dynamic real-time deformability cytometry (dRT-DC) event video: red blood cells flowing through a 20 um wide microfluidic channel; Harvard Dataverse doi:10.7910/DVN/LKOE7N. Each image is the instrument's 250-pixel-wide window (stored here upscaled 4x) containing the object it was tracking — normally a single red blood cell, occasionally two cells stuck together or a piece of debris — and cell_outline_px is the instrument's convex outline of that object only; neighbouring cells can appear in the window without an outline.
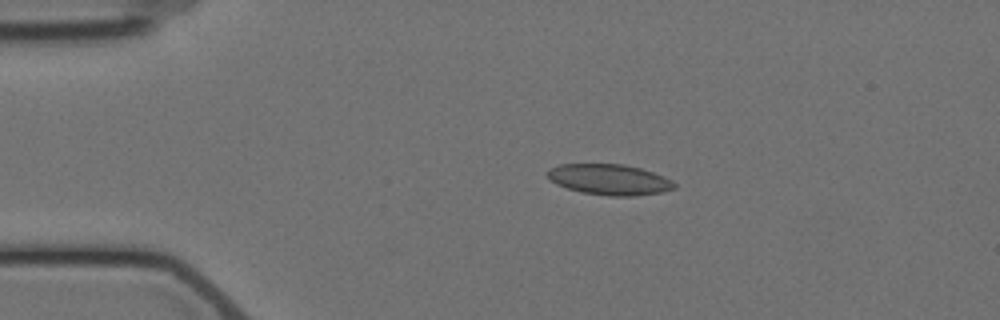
{"species": "Egyptian fruit bat (a non-hibernating species)", "species_latin": "Rousettus aegyptiacus", "temperature_condition": "cold", "stored_images_in_passage": 11, "camera_frame_rate_fps": 3000, "um_per_image_px": 0.085, "animal": {"sex": "female"}, "frame": {"image": 1, "passage_image": 3, "time_ms": 3.333, "image_size_px": [1000, 320], "cell_outline_px": [[676, 188], [660, 192], [636, 196], [608, 196], [580, 192], [556, 184], [548, 176], [548, 168], [560, 164], [624, 164], [640, 168], [664, 176], [672, 180], [676, 184]], "centroid_in_image_um": [51.81, 15.26], "position_along_channel_um": 33.2, "area_um2": 22.72}}
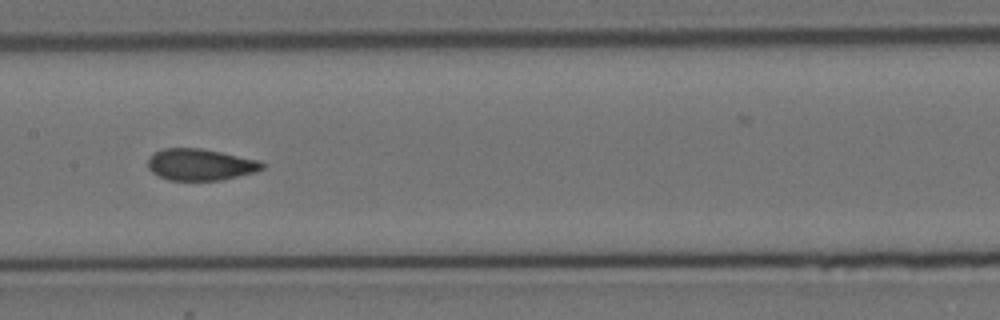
{"frame": {"image": 2, "passage_image": 8, "time_ms": 9.0, "image_size_px": [1000, 320], "cell_outline_px": [[264, 168], [256, 172], [220, 180], [168, 180], [152, 172], [148, 168], [148, 156], [164, 148], [200, 148], [260, 160], [264, 164]], "centroid_in_image_um": [17.03, 13.99], "position_along_channel_um": 190.4, "area_um2": 20.98}}
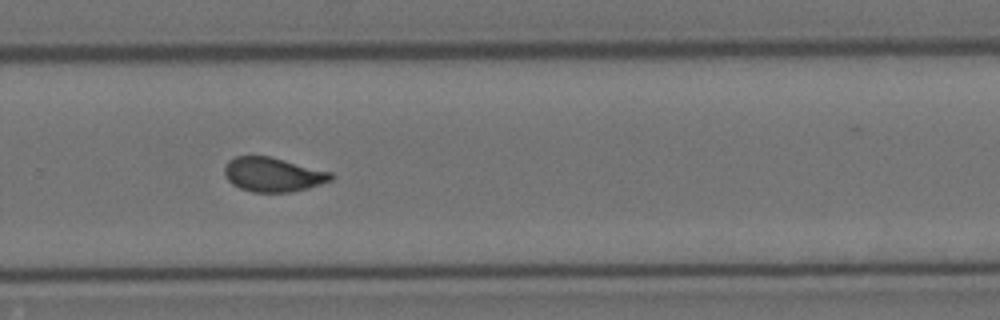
{"frame": {"image": 3, "passage_image": 11, "time_ms": 12.333, "image_size_px": [1000, 320], "cell_outline_px": [[336, 176], [332, 180], [308, 188], [292, 192], [252, 192], [240, 188], [232, 184], [224, 176], [224, 168], [228, 160], [236, 156], [268, 156], [332, 172]], "centroid_in_image_um": [23.2, 14.84], "position_along_channel_um": 306.6, "area_um2": 21.33}}